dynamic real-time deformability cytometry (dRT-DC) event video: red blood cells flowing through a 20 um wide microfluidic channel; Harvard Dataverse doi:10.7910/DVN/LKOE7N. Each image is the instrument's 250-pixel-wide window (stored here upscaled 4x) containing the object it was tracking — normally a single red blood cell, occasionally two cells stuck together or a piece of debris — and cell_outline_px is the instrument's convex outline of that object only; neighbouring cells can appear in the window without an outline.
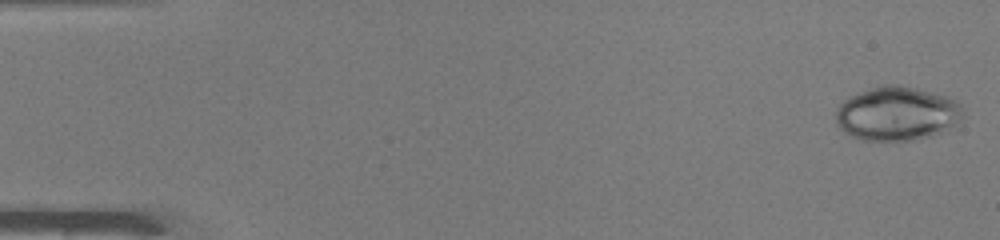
{"species": "common noctule bat (a hibernating species)", "species_latin": "Nyctalus noctula", "temperature_condition": "warm", "stored_images_in_passage": 49, "camera_frame_rate_fps": 3000, "um_per_image_px": 0.085, "animal": {"sex": "male", "body_mass_g": 19.0, "forearm_length_mm": 50.8}, "frame": {"image": 1, "passage_image": 1, "time_ms": 0.0, "image_size_px": [1000, 240], "cell_outline_px": [[964, 116], [948, 128], [932, 136], [912, 140], [864, 140], [852, 136], [844, 132], [836, 124], [836, 112], [840, 104], [848, 96], [884, 84], [900, 84], [948, 96], [956, 100], [960, 104]], "centroid_in_image_um": [76.24, 9.64], "position_along_channel_um": 8.8, "area_um2": 39.94}}
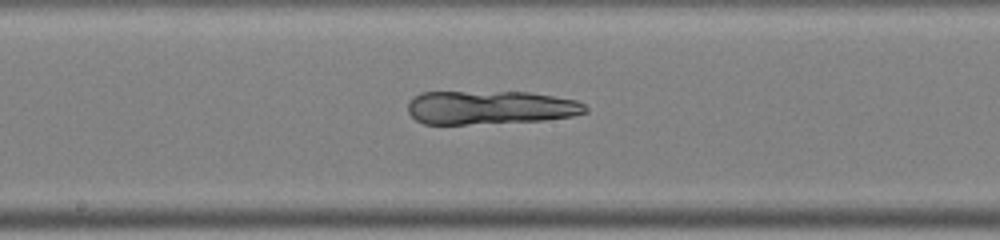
{"frame": {"image": 2, "passage_image": 26, "time_ms": 8.333, "image_size_px": [1000, 240], "cell_outline_px": [[588, 112], [572, 116], [544, 120], [464, 124], [424, 124], [416, 120], [408, 112], [408, 100], [412, 96], [420, 92], [528, 92], [576, 100], [584, 104], [588, 108]], "centroid_in_image_um": [41.63, 9.13], "position_along_channel_um": 206.6, "area_um2": 34.85}}
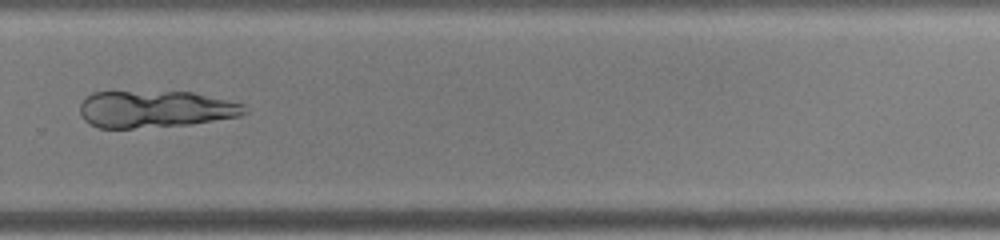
{"frame": {"image": 3, "passage_image": 34, "time_ms": 11.0, "image_size_px": [1000, 240], "cell_outline_px": [[248, 112], [240, 116], [192, 124], [132, 128], [100, 128], [88, 124], [84, 120], [80, 112], [80, 104], [92, 92], [192, 92], [244, 104]], "centroid_in_image_um": [13.19, 9.28], "position_along_channel_um": 316.6, "area_um2": 35.32}}